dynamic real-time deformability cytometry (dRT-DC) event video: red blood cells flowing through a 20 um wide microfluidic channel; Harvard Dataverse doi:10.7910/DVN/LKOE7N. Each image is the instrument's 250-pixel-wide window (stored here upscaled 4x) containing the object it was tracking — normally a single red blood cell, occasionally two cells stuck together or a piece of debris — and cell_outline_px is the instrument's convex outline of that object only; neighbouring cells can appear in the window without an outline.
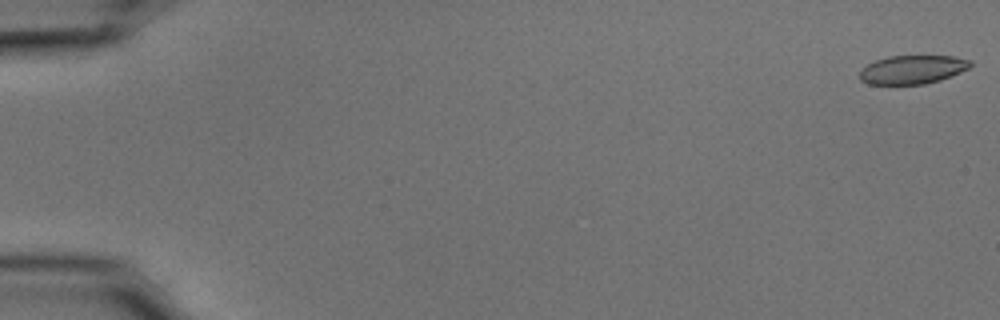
{"species": "common noctule bat (a hibernating species)", "species_latin": "Nyctalus noctula", "temperature_condition": "cold", "stored_images_in_passage": 9, "camera_frame_rate_fps": 3000, "um_per_image_px": 0.085, "animal": {"sex": "male", "body_mass_g": 15.6}, "frame": {"image": 1, "passage_image": 1, "time_ms": 0.0, "image_size_px": [1000, 320], "cell_outline_px": [[972, 64], [968, 68], [960, 72], [940, 80], [924, 84], [868, 84], [860, 80], [860, 72], [868, 64], [876, 60], [888, 56], [952, 56], [972, 60]], "centroid_in_image_um": [77.57, 5.91], "position_along_channel_um": 7.4, "area_um2": 18.32}}